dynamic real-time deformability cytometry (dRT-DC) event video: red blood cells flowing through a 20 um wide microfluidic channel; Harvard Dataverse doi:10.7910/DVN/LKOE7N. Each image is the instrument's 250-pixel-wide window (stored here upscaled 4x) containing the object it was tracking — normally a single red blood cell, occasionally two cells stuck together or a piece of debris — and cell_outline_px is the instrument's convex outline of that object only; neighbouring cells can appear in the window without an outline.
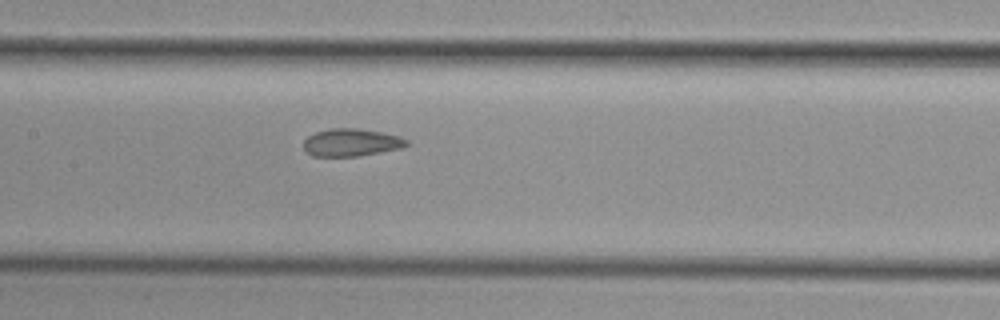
{"species": "common noctule bat (a hibernating species)", "species_latin": "Nyctalus noctula", "temperature_condition": "cold", "stored_images_in_passage": 7, "camera_frame_rate_fps": 3000, "um_per_image_px": 0.085, "animal": {"sex": "female", "body_mass_g": 29.2, "forearm_length_mm": 56.3}, "frame": {"image": 1, "passage_image": 7, "time_ms": 8.0, "image_size_px": [1000, 320], "cell_outline_px": [[412, 144], [400, 148], [356, 156], [312, 156], [304, 148], [304, 140], [308, 136], [316, 132], [328, 128], [356, 128], [380, 132], [400, 136], [408, 140]], "centroid_in_image_um": [29.87, 12.1], "position_along_channel_um": 177.5, "area_um2": 16.47}}